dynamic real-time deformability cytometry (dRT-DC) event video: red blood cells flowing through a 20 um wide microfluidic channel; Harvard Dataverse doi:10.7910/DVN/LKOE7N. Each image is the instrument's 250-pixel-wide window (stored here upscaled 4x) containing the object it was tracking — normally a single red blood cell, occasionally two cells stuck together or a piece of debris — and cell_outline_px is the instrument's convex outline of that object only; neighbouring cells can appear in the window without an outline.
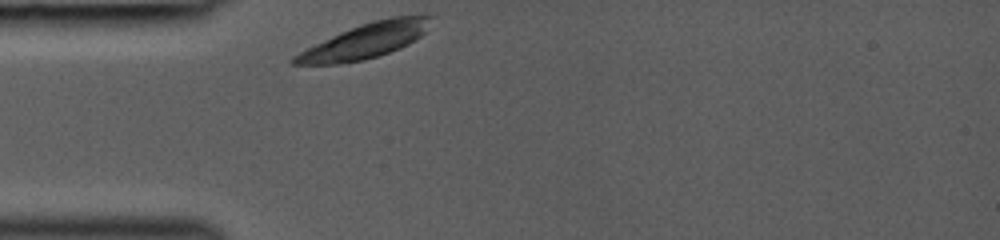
{"species": "common noctule bat (a hibernating species)", "species_latin": "Nyctalus noctula", "temperature_condition": "room temperature", "stored_images_in_passage": 27, "camera_frame_rate_fps": 3000, "um_per_image_px": 0.085, "animal": {"sex": "female", "body_mass_g": 19.0, "forearm_length_mm": 53.3}, "frame": {"image": 1, "passage_image": 1, "time_ms": 0.0, "image_size_px": [1000, 240], "cell_outline_px": [[436, 16], [424, 32], [420, 36], [408, 44], [400, 48], [364, 60], [340, 64], [288, 64], [288, 60], [300, 52], [340, 32], [376, 20], [392, 16]], "centroid_in_image_um": [31.04, 3.49], "position_along_channel_um": 54.0, "area_um2": 27.11}}
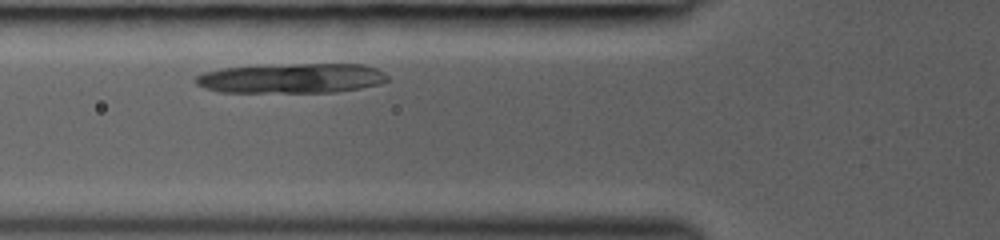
{"frame": {"image": 2, "passage_image": 5, "time_ms": 1.333, "image_size_px": [1000, 240], "cell_outline_px": [[388, 80], [376, 84], [360, 88], [336, 92], [220, 92], [204, 88], [196, 84], [196, 76], [204, 72], [224, 68], [292, 64], [360, 64], [376, 68], [384, 72], [388, 76]], "centroid_in_image_um": [24.79, 6.66], "position_along_channel_um": 101.0, "area_um2": 33.06}}